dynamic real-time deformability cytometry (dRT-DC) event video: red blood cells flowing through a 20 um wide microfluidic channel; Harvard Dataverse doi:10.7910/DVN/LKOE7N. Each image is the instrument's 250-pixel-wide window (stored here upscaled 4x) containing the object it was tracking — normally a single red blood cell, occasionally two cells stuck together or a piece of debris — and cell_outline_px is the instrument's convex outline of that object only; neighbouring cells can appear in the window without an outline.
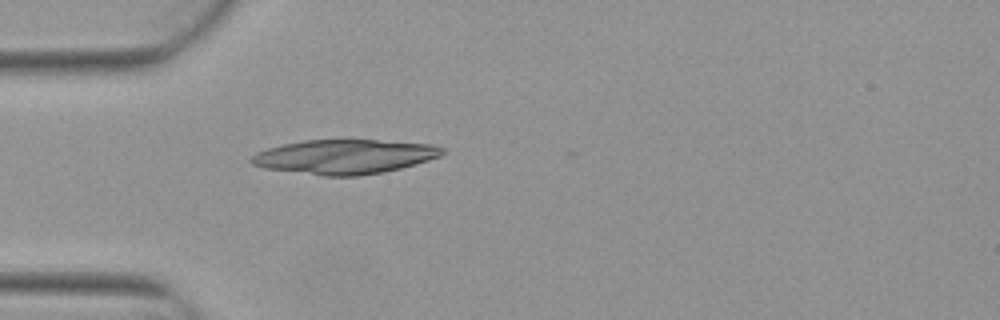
{"species": "Egyptian fruit bat (a non-hibernating species)", "species_latin": "Rousettus aegyptiacus", "temperature_condition": "warm", "stored_images_in_passage": 1, "camera_frame_rate_fps": 3000, "um_per_image_px": 0.085, "animal": {"sex": "female"}, "frame": {"image": 1, "passage_image": 1, "time_ms": 0.0, "image_size_px": [1000, 320], "cell_outline_px": [[444, 152], [440, 156], [416, 164], [384, 172], [360, 176], [324, 176], [264, 168], [252, 164], [248, 160], [256, 152], [268, 148], [284, 144], [304, 140], [376, 140], [432, 144], [444, 148]], "centroid_in_image_um": [29.28, 13.32], "position_along_channel_um": 55.7, "area_um2": 38.26}}